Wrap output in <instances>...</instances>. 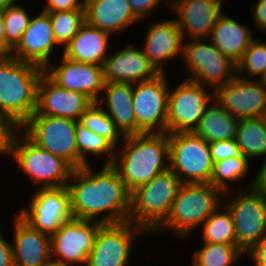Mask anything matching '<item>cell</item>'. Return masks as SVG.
Segmentation results:
<instances>
[{"label":"cell","instance_id":"obj_1","mask_svg":"<svg viewBox=\"0 0 266 266\" xmlns=\"http://www.w3.org/2000/svg\"><path fill=\"white\" fill-rule=\"evenodd\" d=\"M72 171L67 188L74 218L106 223L129 221L131 192L112 164ZM93 168V169H92Z\"/></svg>","mask_w":266,"mask_h":266},{"label":"cell","instance_id":"obj_2","mask_svg":"<svg viewBox=\"0 0 266 266\" xmlns=\"http://www.w3.org/2000/svg\"><path fill=\"white\" fill-rule=\"evenodd\" d=\"M120 147L112 165L131 193L170 168L167 132L125 136Z\"/></svg>","mask_w":266,"mask_h":266},{"label":"cell","instance_id":"obj_3","mask_svg":"<svg viewBox=\"0 0 266 266\" xmlns=\"http://www.w3.org/2000/svg\"><path fill=\"white\" fill-rule=\"evenodd\" d=\"M44 69L13 56H0V114L20 127L35 113L37 84Z\"/></svg>","mask_w":266,"mask_h":266},{"label":"cell","instance_id":"obj_4","mask_svg":"<svg viewBox=\"0 0 266 266\" xmlns=\"http://www.w3.org/2000/svg\"><path fill=\"white\" fill-rule=\"evenodd\" d=\"M224 193L211 183L182 184L166 220L153 232L170 231L175 238H187L223 204ZM198 227V228H197Z\"/></svg>","mask_w":266,"mask_h":266},{"label":"cell","instance_id":"obj_5","mask_svg":"<svg viewBox=\"0 0 266 266\" xmlns=\"http://www.w3.org/2000/svg\"><path fill=\"white\" fill-rule=\"evenodd\" d=\"M182 185L170 168L131 193L129 221L152 234L168 217Z\"/></svg>","mask_w":266,"mask_h":266},{"label":"cell","instance_id":"obj_6","mask_svg":"<svg viewBox=\"0 0 266 266\" xmlns=\"http://www.w3.org/2000/svg\"><path fill=\"white\" fill-rule=\"evenodd\" d=\"M12 159L37 189L67 186L74 170L62 157L38 147L22 131L15 137Z\"/></svg>","mask_w":266,"mask_h":266},{"label":"cell","instance_id":"obj_7","mask_svg":"<svg viewBox=\"0 0 266 266\" xmlns=\"http://www.w3.org/2000/svg\"><path fill=\"white\" fill-rule=\"evenodd\" d=\"M241 188L225 192L223 204L233 216L236 246L246 254L266 235V197L248 184Z\"/></svg>","mask_w":266,"mask_h":266},{"label":"cell","instance_id":"obj_8","mask_svg":"<svg viewBox=\"0 0 266 266\" xmlns=\"http://www.w3.org/2000/svg\"><path fill=\"white\" fill-rule=\"evenodd\" d=\"M208 40L183 41L182 58L187 69L186 79L211 87L215 92L236 75V64Z\"/></svg>","mask_w":266,"mask_h":266},{"label":"cell","instance_id":"obj_9","mask_svg":"<svg viewBox=\"0 0 266 266\" xmlns=\"http://www.w3.org/2000/svg\"><path fill=\"white\" fill-rule=\"evenodd\" d=\"M170 169L182 184L211 183L214 163L210 145L194 132L168 134Z\"/></svg>","mask_w":266,"mask_h":266},{"label":"cell","instance_id":"obj_10","mask_svg":"<svg viewBox=\"0 0 266 266\" xmlns=\"http://www.w3.org/2000/svg\"><path fill=\"white\" fill-rule=\"evenodd\" d=\"M77 122L58 116L32 115L21 126V131L38 147L62 157L74 169H77Z\"/></svg>","mask_w":266,"mask_h":266},{"label":"cell","instance_id":"obj_11","mask_svg":"<svg viewBox=\"0 0 266 266\" xmlns=\"http://www.w3.org/2000/svg\"><path fill=\"white\" fill-rule=\"evenodd\" d=\"M146 235L144 228L131 221L101 224L86 266H128L134 241Z\"/></svg>","mask_w":266,"mask_h":266},{"label":"cell","instance_id":"obj_12","mask_svg":"<svg viewBox=\"0 0 266 266\" xmlns=\"http://www.w3.org/2000/svg\"><path fill=\"white\" fill-rule=\"evenodd\" d=\"M210 91H209V90ZM214 91L190 79L169 90L167 133L194 132Z\"/></svg>","mask_w":266,"mask_h":266},{"label":"cell","instance_id":"obj_13","mask_svg":"<svg viewBox=\"0 0 266 266\" xmlns=\"http://www.w3.org/2000/svg\"><path fill=\"white\" fill-rule=\"evenodd\" d=\"M169 85L166 73L134 84L133 109L137 134L167 132Z\"/></svg>","mask_w":266,"mask_h":266},{"label":"cell","instance_id":"obj_14","mask_svg":"<svg viewBox=\"0 0 266 266\" xmlns=\"http://www.w3.org/2000/svg\"><path fill=\"white\" fill-rule=\"evenodd\" d=\"M28 205L16 213L32 228L49 236L74 218L67 186L36 189Z\"/></svg>","mask_w":266,"mask_h":266},{"label":"cell","instance_id":"obj_15","mask_svg":"<svg viewBox=\"0 0 266 266\" xmlns=\"http://www.w3.org/2000/svg\"><path fill=\"white\" fill-rule=\"evenodd\" d=\"M101 224L94 220L76 218L63 223L60 229L50 236L51 259L86 266Z\"/></svg>","mask_w":266,"mask_h":266},{"label":"cell","instance_id":"obj_16","mask_svg":"<svg viewBox=\"0 0 266 266\" xmlns=\"http://www.w3.org/2000/svg\"><path fill=\"white\" fill-rule=\"evenodd\" d=\"M214 99L238 120L266 114V88L257 79L248 80L235 75L214 92Z\"/></svg>","mask_w":266,"mask_h":266},{"label":"cell","instance_id":"obj_17","mask_svg":"<svg viewBox=\"0 0 266 266\" xmlns=\"http://www.w3.org/2000/svg\"><path fill=\"white\" fill-rule=\"evenodd\" d=\"M60 56H62L60 63L55 65L50 62L44 68V73L58 86L83 93L93 102H98L105 83L103 66Z\"/></svg>","mask_w":266,"mask_h":266},{"label":"cell","instance_id":"obj_18","mask_svg":"<svg viewBox=\"0 0 266 266\" xmlns=\"http://www.w3.org/2000/svg\"><path fill=\"white\" fill-rule=\"evenodd\" d=\"M94 102L85 94L58 86L45 73L37 84L36 110L33 115H48L80 121Z\"/></svg>","mask_w":266,"mask_h":266},{"label":"cell","instance_id":"obj_19","mask_svg":"<svg viewBox=\"0 0 266 266\" xmlns=\"http://www.w3.org/2000/svg\"><path fill=\"white\" fill-rule=\"evenodd\" d=\"M183 41L207 39L217 19L223 14L222 4L215 0H169Z\"/></svg>","mask_w":266,"mask_h":266},{"label":"cell","instance_id":"obj_20","mask_svg":"<svg viewBox=\"0 0 266 266\" xmlns=\"http://www.w3.org/2000/svg\"><path fill=\"white\" fill-rule=\"evenodd\" d=\"M50 15L40 11L31 17L21 41L12 50L11 56L23 62L32 63L43 69L52 62L53 49L57 46Z\"/></svg>","mask_w":266,"mask_h":266},{"label":"cell","instance_id":"obj_21","mask_svg":"<svg viewBox=\"0 0 266 266\" xmlns=\"http://www.w3.org/2000/svg\"><path fill=\"white\" fill-rule=\"evenodd\" d=\"M147 33L144 35L142 50L150 63L159 73H166V61L181 58L183 50V38L177 21H150ZM180 55V56H179Z\"/></svg>","mask_w":266,"mask_h":266},{"label":"cell","instance_id":"obj_22","mask_svg":"<svg viewBox=\"0 0 266 266\" xmlns=\"http://www.w3.org/2000/svg\"><path fill=\"white\" fill-rule=\"evenodd\" d=\"M102 66L105 82L135 84L160 74L144 55L142 48L132 44L110 53Z\"/></svg>","mask_w":266,"mask_h":266},{"label":"cell","instance_id":"obj_23","mask_svg":"<svg viewBox=\"0 0 266 266\" xmlns=\"http://www.w3.org/2000/svg\"><path fill=\"white\" fill-rule=\"evenodd\" d=\"M13 228L14 266H41L51 259L49 235L32 228L17 213Z\"/></svg>","mask_w":266,"mask_h":266},{"label":"cell","instance_id":"obj_24","mask_svg":"<svg viewBox=\"0 0 266 266\" xmlns=\"http://www.w3.org/2000/svg\"><path fill=\"white\" fill-rule=\"evenodd\" d=\"M133 86V83L105 82L102 91L104 94L97 102L124 136L137 134Z\"/></svg>","mask_w":266,"mask_h":266},{"label":"cell","instance_id":"obj_25","mask_svg":"<svg viewBox=\"0 0 266 266\" xmlns=\"http://www.w3.org/2000/svg\"><path fill=\"white\" fill-rule=\"evenodd\" d=\"M84 7L86 22L111 35L139 23L128 0H85Z\"/></svg>","mask_w":266,"mask_h":266},{"label":"cell","instance_id":"obj_26","mask_svg":"<svg viewBox=\"0 0 266 266\" xmlns=\"http://www.w3.org/2000/svg\"><path fill=\"white\" fill-rule=\"evenodd\" d=\"M110 36L108 32L85 22L67 46L62 48V55L78 62L103 65L110 53Z\"/></svg>","mask_w":266,"mask_h":266},{"label":"cell","instance_id":"obj_27","mask_svg":"<svg viewBox=\"0 0 266 266\" xmlns=\"http://www.w3.org/2000/svg\"><path fill=\"white\" fill-rule=\"evenodd\" d=\"M253 30L235 18L222 14L215 23L209 35V40L237 64L248 49L253 38Z\"/></svg>","mask_w":266,"mask_h":266},{"label":"cell","instance_id":"obj_28","mask_svg":"<svg viewBox=\"0 0 266 266\" xmlns=\"http://www.w3.org/2000/svg\"><path fill=\"white\" fill-rule=\"evenodd\" d=\"M240 120L227 112L215 99L206 108L194 133L207 142L236 140Z\"/></svg>","mask_w":266,"mask_h":266},{"label":"cell","instance_id":"obj_29","mask_svg":"<svg viewBox=\"0 0 266 266\" xmlns=\"http://www.w3.org/2000/svg\"><path fill=\"white\" fill-rule=\"evenodd\" d=\"M240 152L249 161L266 158V124L264 116L241 119L236 138Z\"/></svg>","mask_w":266,"mask_h":266},{"label":"cell","instance_id":"obj_30","mask_svg":"<svg viewBox=\"0 0 266 266\" xmlns=\"http://www.w3.org/2000/svg\"><path fill=\"white\" fill-rule=\"evenodd\" d=\"M76 143L78 149V168L90 164L88 160L90 155L96 157L105 155L106 160L104 164L113 163L116 148L107 139L97 135L95 132H91L79 121L76 124Z\"/></svg>","mask_w":266,"mask_h":266},{"label":"cell","instance_id":"obj_31","mask_svg":"<svg viewBox=\"0 0 266 266\" xmlns=\"http://www.w3.org/2000/svg\"><path fill=\"white\" fill-rule=\"evenodd\" d=\"M192 254V266H232L246 254L235 244L202 242Z\"/></svg>","mask_w":266,"mask_h":266},{"label":"cell","instance_id":"obj_32","mask_svg":"<svg viewBox=\"0 0 266 266\" xmlns=\"http://www.w3.org/2000/svg\"><path fill=\"white\" fill-rule=\"evenodd\" d=\"M201 226L202 242L236 245L233 216L224 204H221Z\"/></svg>","mask_w":266,"mask_h":266},{"label":"cell","instance_id":"obj_33","mask_svg":"<svg viewBox=\"0 0 266 266\" xmlns=\"http://www.w3.org/2000/svg\"><path fill=\"white\" fill-rule=\"evenodd\" d=\"M250 163L251 161L242 154L214 163L211 184L223 193L234 190L231 185L235 182L238 185L237 182L240 179L242 181L250 173Z\"/></svg>","mask_w":266,"mask_h":266},{"label":"cell","instance_id":"obj_34","mask_svg":"<svg viewBox=\"0 0 266 266\" xmlns=\"http://www.w3.org/2000/svg\"><path fill=\"white\" fill-rule=\"evenodd\" d=\"M79 122L91 132L107 139L115 148H117V144L121 145L125 138L117 125L97 102H94L82 114ZM120 141L121 143H119Z\"/></svg>","mask_w":266,"mask_h":266},{"label":"cell","instance_id":"obj_35","mask_svg":"<svg viewBox=\"0 0 266 266\" xmlns=\"http://www.w3.org/2000/svg\"><path fill=\"white\" fill-rule=\"evenodd\" d=\"M50 15L58 48L66 47L86 22L85 10L47 12Z\"/></svg>","mask_w":266,"mask_h":266},{"label":"cell","instance_id":"obj_36","mask_svg":"<svg viewBox=\"0 0 266 266\" xmlns=\"http://www.w3.org/2000/svg\"><path fill=\"white\" fill-rule=\"evenodd\" d=\"M261 39L254 38L242 59L236 64L238 77L248 80L251 78L255 80L258 77L257 80H260L266 73V41L262 42Z\"/></svg>","mask_w":266,"mask_h":266},{"label":"cell","instance_id":"obj_37","mask_svg":"<svg viewBox=\"0 0 266 266\" xmlns=\"http://www.w3.org/2000/svg\"><path fill=\"white\" fill-rule=\"evenodd\" d=\"M27 12L25 7L18 3L4 10L6 44L11 50L18 45L28 28L31 17Z\"/></svg>","mask_w":266,"mask_h":266},{"label":"cell","instance_id":"obj_38","mask_svg":"<svg viewBox=\"0 0 266 266\" xmlns=\"http://www.w3.org/2000/svg\"><path fill=\"white\" fill-rule=\"evenodd\" d=\"M21 127L10 117L0 114V155L12 157L13 143Z\"/></svg>","mask_w":266,"mask_h":266},{"label":"cell","instance_id":"obj_39","mask_svg":"<svg viewBox=\"0 0 266 266\" xmlns=\"http://www.w3.org/2000/svg\"><path fill=\"white\" fill-rule=\"evenodd\" d=\"M211 159L213 163L234 158L241 155L240 148L236 140H222L209 142Z\"/></svg>","mask_w":266,"mask_h":266},{"label":"cell","instance_id":"obj_40","mask_svg":"<svg viewBox=\"0 0 266 266\" xmlns=\"http://www.w3.org/2000/svg\"><path fill=\"white\" fill-rule=\"evenodd\" d=\"M134 16L141 22L143 18L149 17L150 13L163 5H169V0H128ZM165 1V2H164Z\"/></svg>","mask_w":266,"mask_h":266},{"label":"cell","instance_id":"obj_41","mask_svg":"<svg viewBox=\"0 0 266 266\" xmlns=\"http://www.w3.org/2000/svg\"><path fill=\"white\" fill-rule=\"evenodd\" d=\"M45 6L42 11H68V10H85V0H45Z\"/></svg>","mask_w":266,"mask_h":266},{"label":"cell","instance_id":"obj_42","mask_svg":"<svg viewBox=\"0 0 266 266\" xmlns=\"http://www.w3.org/2000/svg\"><path fill=\"white\" fill-rule=\"evenodd\" d=\"M253 5V6H252ZM251 5L252 11V24L254 28L262 31L266 27V0H257L254 1V4Z\"/></svg>","mask_w":266,"mask_h":266},{"label":"cell","instance_id":"obj_43","mask_svg":"<svg viewBox=\"0 0 266 266\" xmlns=\"http://www.w3.org/2000/svg\"><path fill=\"white\" fill-rule=\"evenodd\" d=\"M246 257L252 260L253 266H266V235L246 253Z\"/></svg>","mask_w":266,"mask_h":266},{"label":"cell","instance_id":"obj_44","mask_svg":"<svg viewBox=\"0 0 266 266\" xmlns=\"http://www.w3.org/2000/svg\"><path fill=\"white\" fill-rule=\"evenodd\" d=\"M0 266H14L12 242L0 230Z\"/></svg>","mask_w":266,"mask_h":266},{"label":"cell","instance_id":"obj_45","mask_svg":"<svg viewBox=\"0 0 266 266\" xmlns=\"http://www.w3.org/2000/svg\"><path fill=\"white\" fill-rule=\"evenodd\" d=\"M249 185L266 197V158H263L261 168L258 169L255 179Z\"/></svg>","mask_w":266,"mask_h":266},{"label":"cell","instance_id":"obj_46","mask_svg":"<svg viewBox=\"0 0 266 266\" xmlns=\"http://www.w3.org/2000/svg\"><path fill=\"white\" fill-rule=\"evenodd\" d=\"M12 50L6 44L4 9H0V56H11Z\"/></svg>","mask_w":266,"mask_h":266},{"label":"cell","instance_id":"obj_47","mask_svg":"<svg viewBox=\"0 0 266 266\" xmlns=\"http://www.w3.org/2000/svg\"><path fill=\"white\" fill-rule=\"evenodd\" d=\"M41 266H76V265L68 264V263H62V262H58V261H55L53 259H50L47 263H45Z\"/></svg>","mask_w":266,"mask_h":266},{"label":"cell","instance_id":"obj_48","mask_svg":"<svg viewBox=\"0 0 266 266\" xmlns=\"http://www.w3.org/2000/svg\"><path fill=\"white\" fill-rule=\"evenodd\" d=\"M17 0H0V9H7L9 6L17 4Z\"/></svg>","mask_w":266,"mask_h":266},{"label":"cell","instance_id":"obj_49","mask_svg":"<svg viewBox=\"0 0 266 266\" xmlns=\"http://www.w3.org/2000/svg\"><path fill=\"white\" fill-rule=\"evenodd\" d=\"M261 83L263 84V86L266 88V73L264 74V76L260 79Z\"/></svg>","mask_w":266,"mask_h":266},{"label":"cell","instance_id":"obj_50","mask_svg":"<svg viewBox=\"0 0 266 266\" xmlns=\"http://www.w3.org/2000/svg\"><path fill=\"white\" fill-rule=\"evenodd\" d=\"M215 1H217V2H219L221 4L223 3V0H215Z\"/></svg>","mask_w":266,"mask_h":266},{"label":"cell","instance_id":"obj_51","mask_svg":"<svg viewBox=\"0 0 266 266\" xmlns=\"http://www.w3.org/2000/svg\"><path fill=\"white\" fill-rule=\"evenodd\" d=\"M262 32H265V34H266V27L262 30Z\"/></svg>","mask_w":266,"mask_h":266}]
</instances>
